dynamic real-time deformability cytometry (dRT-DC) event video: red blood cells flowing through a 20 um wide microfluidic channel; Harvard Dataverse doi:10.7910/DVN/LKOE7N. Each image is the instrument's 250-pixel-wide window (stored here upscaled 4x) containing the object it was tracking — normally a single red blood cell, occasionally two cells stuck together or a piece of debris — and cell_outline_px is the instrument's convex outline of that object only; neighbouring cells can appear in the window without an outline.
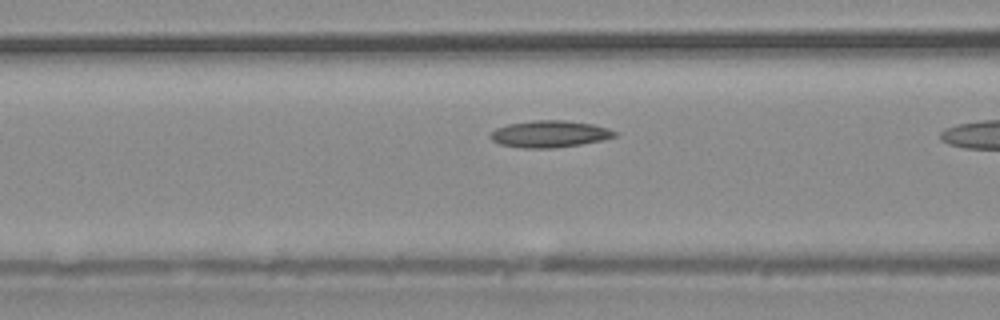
{"species": "common noctule bat (a hibernating species)", "species_latin": "Nyctalus noctula", "temperature_condition": "warm", "stored_images_in_passage": 6, "camera_frame_rate_fps": 3000, "um_per_image_px": 0.085, "animal": {"sex": "male", "body_mass_g": 20.4}, "frame": {"image": 1, "passage_image": 5, "time_ms": 1.333, "image_size_px": [1000, 320], "cell_outline_px": [[620, 132], [616, 136], [604, 140], [556, 148], [524, 148], [500, 144], [492, 140], [488, 136], [496, 128], [508, 124], [532, 120], [564, 120], [592, 124], [608, 128]], "centroid_in_image_um": [46.74, 11.38], "position_along_channel_um": 119.9, "area_um2": 19.54}}